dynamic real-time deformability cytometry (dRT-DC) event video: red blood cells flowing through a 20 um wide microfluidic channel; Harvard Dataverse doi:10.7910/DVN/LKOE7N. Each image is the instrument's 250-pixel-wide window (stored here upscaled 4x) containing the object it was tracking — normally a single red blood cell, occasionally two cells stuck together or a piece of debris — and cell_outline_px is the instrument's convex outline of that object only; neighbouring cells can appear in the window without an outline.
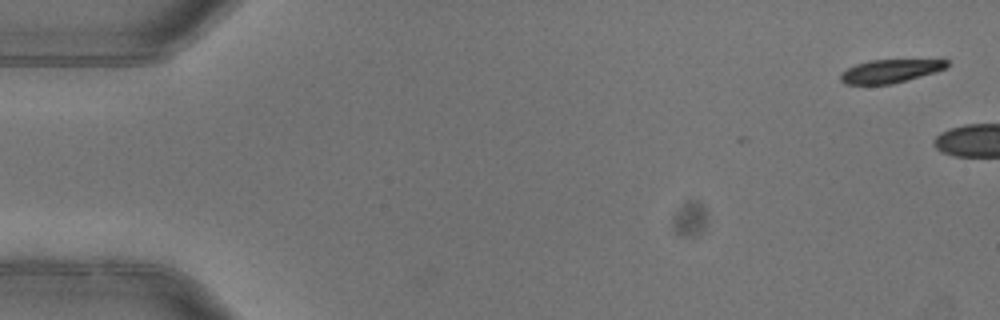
{"species": "common noctule bat (a hibernating species)", "species_latin": "Nyctalus noctula", "temperature_condition": "warm", "stored_images_in_passage": 3, "camera_frame_rate_fps": 3000, "um_per_image_px": 0.085, "animal": {"sex": "female"}, "frame": {"image": 1, "passage_image": 1, "time_ms": 0.0, "image_size_px": [1000, 320], "cell_outline_px": [[948, 68], [936, 72], [892, 84], [844, 84], [840, 80], [840, 72], [856, 64], [868, 60], [948, 60]], "centroid_in_image_um": [75.65, 6.04], "position_along_channel_um": 9.4, "area_um2": 14.45}}